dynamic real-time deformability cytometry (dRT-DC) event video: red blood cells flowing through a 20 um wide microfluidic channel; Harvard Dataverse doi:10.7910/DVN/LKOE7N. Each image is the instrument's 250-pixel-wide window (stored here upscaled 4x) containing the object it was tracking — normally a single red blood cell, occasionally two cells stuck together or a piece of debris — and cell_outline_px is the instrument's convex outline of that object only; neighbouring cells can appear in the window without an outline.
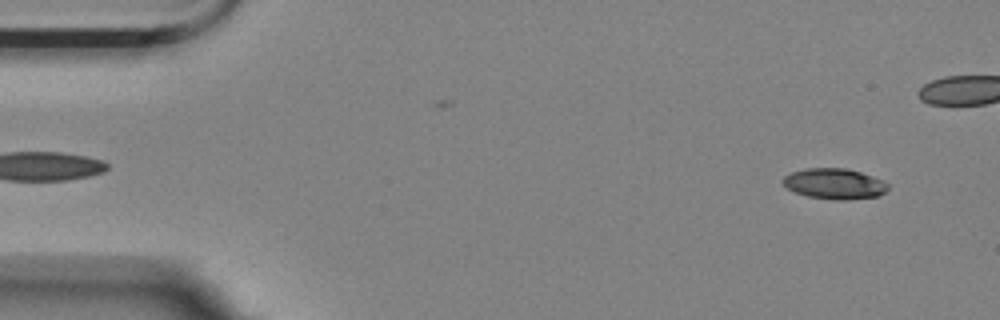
{"species": "Egyptian fruit bat (a non-hibernating species)", "species_latin": "Rousettus aegyptiacus", "temperature_condition": "room temperature", "stored_images_in_passage": 5, "camera_frame_rate_fps": 3000, "um_per_image_px": 0.085, "animal": {"sex": "female"}, "frame": {"image": 1, "passage_image": 5, "time_ms": 5.333, "image_size_px": [1000, 320], "cell_outline_px": [[888, 188], [880, 196], [848, 200], [836, 200], [808, 196], [796, 192], [788, 188], [780, 180], [784, 176], [792, 172], [804, 168], [844, 168], [860, 172], [884, 180], [888, 184]], "centroid_in_image_um": [70.94, 15.62], "position_along_channel_um": 14.1, "area_um2": 18.79}}